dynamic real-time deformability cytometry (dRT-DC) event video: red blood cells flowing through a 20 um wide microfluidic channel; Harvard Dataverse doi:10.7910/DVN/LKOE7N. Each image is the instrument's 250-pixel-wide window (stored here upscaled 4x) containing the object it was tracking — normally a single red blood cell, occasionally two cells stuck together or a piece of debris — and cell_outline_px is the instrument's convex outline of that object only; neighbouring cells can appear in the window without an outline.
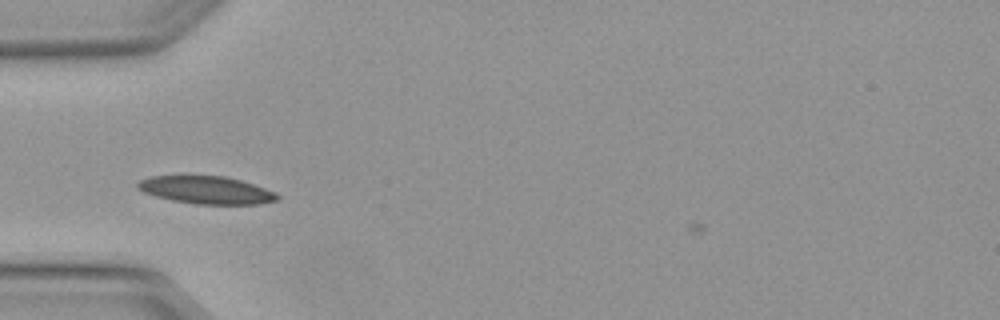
{"species": "Egyptian fruit bat (a non-hibernating species)", "species_latin": "Rousettus aegyptiacus", "temperature_condition": "warm", "stored_images_in_passage": 3, "camera_frame_rate_fps": 3000, "um_per_image_px": 0.085, "animal": {"sex": "female"}, "frame": {"image": 1, "passage_image": 3, "time_ms": 0.667, "image_size_px": [1000, 320], "cell_outline_px": [[280, 200], [260, 204], [196, 204], [172, 200], [156, 196], [144, 192], [136, 188], [136, 184], [140, 180], [152, 176], [184, 172], [224, 176], [240, 180], [276, 192], [280, 196]], "centroid_in_image_um": [17.49, 16.1], "position_along_channel_um": 67.5, "area_um2": 23.47}}